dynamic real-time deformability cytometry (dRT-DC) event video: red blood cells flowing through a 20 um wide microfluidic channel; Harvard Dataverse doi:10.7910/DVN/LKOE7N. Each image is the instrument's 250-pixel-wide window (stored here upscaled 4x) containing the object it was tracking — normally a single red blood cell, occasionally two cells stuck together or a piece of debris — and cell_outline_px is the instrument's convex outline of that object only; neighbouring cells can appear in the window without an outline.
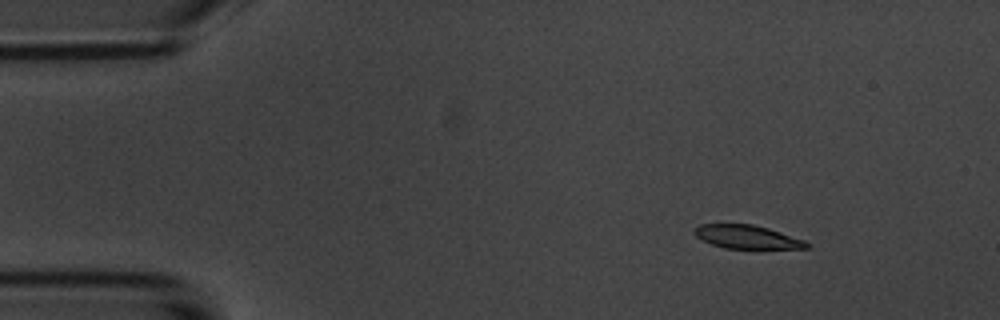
{"species": "common noctule bat (a hibernating species)", "species_latin": "Nyctalus noctula", "temperature_condition": "room temperature", "stored_images_in_passage": 7, "camera_frame_rate_fps": 3000, "um_per_image_px": 0.085, "animal": {"sex": "male", "body_mass_g": 20.1, "forearm_length_mm": 53.5}, "frame": {"image": 1, "passage_image": 1, "time_ms": 0.0, "image_size_px": [1000, 320], "cell_outline_px": [[812, 248], [724, 248], [712, 244], [696, 236], [692, 232], [692, 228], [700, 224], [752, 224], [768, 228], [804, 240], [812, 244]], "centroid_in_image_um": [63.49, 20.13], "position_along_channel_um": 21.5, "area_um2": 15.32}}
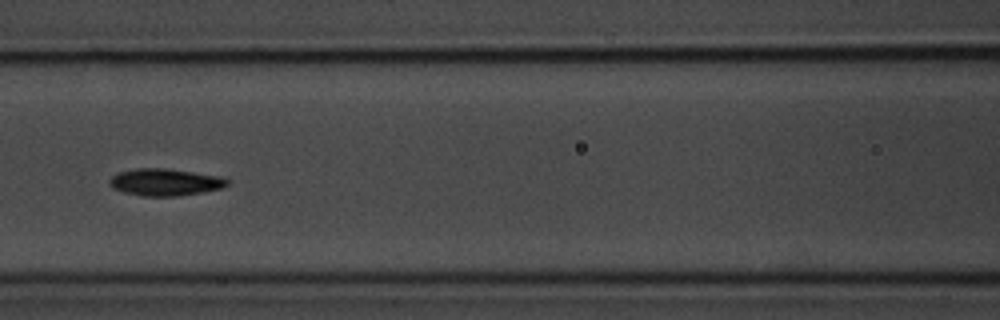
{"frame": {"image": 2, "passage_image": 6, "time_ms": 5.667, "image_size_px": [1000, 320], "cell_outline_px": [[228, 184], [220, 188], [200, 192], [176, 196], [140, 196], [124, 192], [112, 188], [108, 184], [108, 180], [112, 176], [120, 172], [136, 168], [164, 168], [220, 176], [228, 180]], "centroid_in_image_um": [13.97, 15.48], "position_along_channel_um": 152.6, "area_um2": 18.38}}
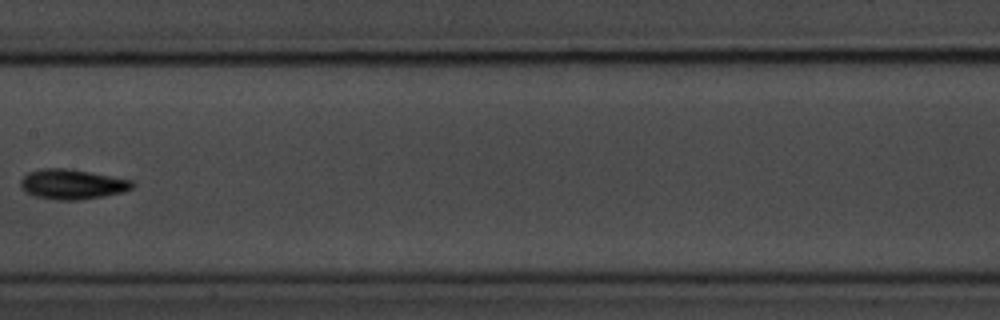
{"frame": {"image": 3, "passage_image": 7, "time_ms": 7.0, "image_size_px": [1000, 320], "cell_outline_px": [[136, 184], [132, 188], [124, 192], [104, 196], [76, 200], [56, 200], [36, 196], [24, 192], [20, 188], [20, 180], [28, 172], [40, 168], [64, 168], [88, 172], [132, 180]], "centroid_in_image_um": [6.11, 15.66], "position_along_channel_um": 201.3, "area_um2": 19.54}}